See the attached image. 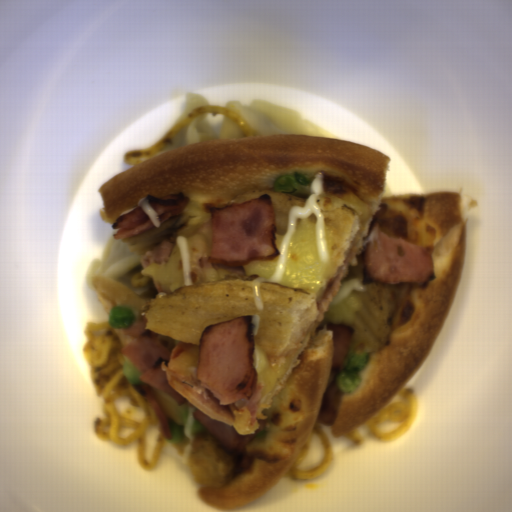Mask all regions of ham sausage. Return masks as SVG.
Segmentation results:
<instances>
[{"instance_id": "obj_1", "label": "ham sausage", "mask_w": 512, "mask_h": 512, "mask_svg": "<svg viewBox=\"0 0 512 512\" xmlns=\"http://www.w3.org/2000/svg\"><path fill=\"white\" fill-rule=\"evenodd\" d=\"M145 317H136L122 330L132 338L120 354L139 370L141 383L133 388L158 421L161 436L170 442L171 426L152 393V388L172 397L175 404L190 402L192 412L222 449L238 455L256 436L239 435L230 404L254 397L259 376L256 362V322L250 315L238 316L205 327L194 344L179 340L170 349L150 329Z\"/></svg>"}, {"instance_id": "obj_2", "label": "ham sausage", "mask_w": 512, "mask_h": 512, "mask_svg": "<svg viewBox=\"0 0 512 512\" xmlns=\"http://www.w3.org/2000/svg\"><path fill=\"white\" fill-rule=\"evenodd\" d=\"M212 241L209 265L243 267L252 261H274L280 249L276 243L277 212L272 197H258L211 207Z\"/></svg>"}, {"instance_id": "obj_3", "label": "ham sausage", "mask_w": 512, "mask_h": 512, "mask_svg": "<svg viewBox=\"0 0 512 512\" xmlns=\"http://www.w3.org/2000/svg\"><path fill=\"white\" fill-rule=\"evenodd\" d=\"M436 278L431 248L389 236L375 221L363 248L361 280L364 285L379 282L388 286L417 284L428 288Z\"/></svg>"}, {"instance_id": "obj_4", "label": "ham sausage", "mask_w": 512, "mask_h": 512, "mask_svg": "<svg viewBox=\"0 0 512 512\" xmlns=\"http://www.w3.org/2000/svg\"><path fill=\"white\" fill-rule=\"evenodd\" d=\"M110 226L117 230L113 233V239L117 241H126L155 228L148 213L141 206L118 215Z\"/></svg>"}, {"instance_id": "obj_5", "label": "ham sausage", "mask_w": 512, "mask_h": 512, "mask_svg": "<svg viewBox=\"0 0 512 512\" xmlns=\"http://www.w3.org/2000/svg\"><path fill=\"white\" fill-rule=\"evenodd\" d=\"M321 329H330L334 335V352L332 367H341L346 359L352 340L355 334V328L346 323H336L329 321L327 324L317 325L315 332Z\"/></svg>"}, {"instance_id": "obj_6", "label": "ham sausage", "mask_w": 512, "mask_h": 512, "mask_svg": "<svg viewBox=\"0 0 512 512\" xmlns=\"http://www.w3.org/2000/svg\"><path fill=\"white\" fill-rule=\"evenodd\" d=\"M145 198L155 210L161 225L173 216L182 215L190 201L183 193H177L175 199H158L148 194Z\"/></svg>"}, {"instance_id": "obj_7", "label": "ham sausage", "mask_w": 512, "mask_h": 512, "mask_svg": "<svg viewBox=\"0 0 512 512\" xmlns=\"http://www.w3.org/2000/svg\"><path fill=\"white\" fill-rule=\"evenodd\" d=\"M175 244L168 238L162 239L152 249L140 256L143 270L151 263H166L172 254Z\"/></svg>"}]
</instances>
